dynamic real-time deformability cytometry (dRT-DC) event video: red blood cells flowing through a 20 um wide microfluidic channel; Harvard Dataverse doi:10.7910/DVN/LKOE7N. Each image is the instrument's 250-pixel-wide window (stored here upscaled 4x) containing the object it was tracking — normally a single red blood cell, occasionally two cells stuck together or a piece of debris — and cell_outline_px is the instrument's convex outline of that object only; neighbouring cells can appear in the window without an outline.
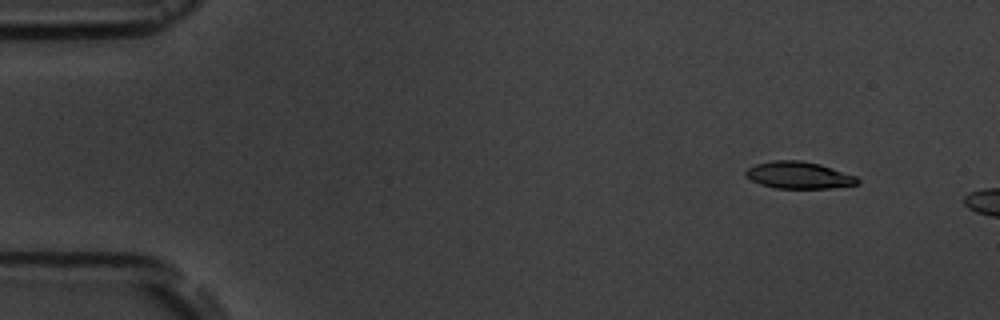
{"species": "common noctule bat (a hibernating species)", "species_latin": "Nyctalus noctula", "temperature_condition": "room temperature", "stored_images_in_passage": 4, "camera_frame_rate_fps": 3000, "um_per_image_px": 0.085, "animal": {"sex": "male", "body_mass_g": 19.5, "forearm_length_mm": 54.6}, "frame": {"image": 1, "passage_image": 1, "time_ms": 0.0, "image_size_px": [1000, 320], "cell_outline_px": [[860, 180], [856, 184], [832, 188], [776, 188], [760, 184], [752, 180], [744, 172], [748, 168], [756, 164], [772, 160], [800, 160], [820, 164], [856, 176]], "centroid_in_image_um": [67.9, 14.88], "position_along_channel_um": 17.1, "area_um2": 17.4}}